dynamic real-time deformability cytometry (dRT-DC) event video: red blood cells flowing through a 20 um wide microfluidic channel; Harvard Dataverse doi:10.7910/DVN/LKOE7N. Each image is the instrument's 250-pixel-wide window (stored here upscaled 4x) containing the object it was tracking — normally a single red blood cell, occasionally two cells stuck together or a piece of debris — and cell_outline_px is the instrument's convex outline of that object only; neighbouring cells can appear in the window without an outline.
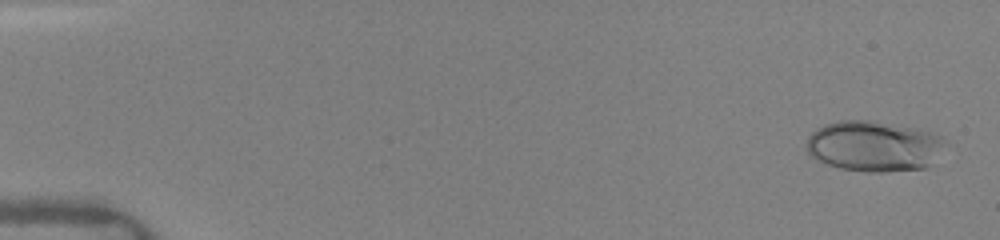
{"species": "human", "species_latin": "Homo sapiens", "temperature_condition": "warm", "stored_images_in_passage": 44, "camera_frame_rate_fps": 3000, "um_per_image_px": 0.085, "donor": {"sex": "female"}, "frame": {"image": 1, "passage_image": 2, "time_ms": 0.333, "image_size_px": [1000, 240], "cell_outline_px": [[940, 144], [928, 164], [924, 168], [884, 172], [868, 172], [840, 168], [824, 164], [808, 156], [804, 144], [808, 136], [816, 128], [824, 124], [840, 120], [868, 120], [916, 128], [932, 132], [940, 136]], "centroid_in_image_um": [74.09, 12.42], "position_along_channel_um": 10.9, "area_um2": 40.46}}
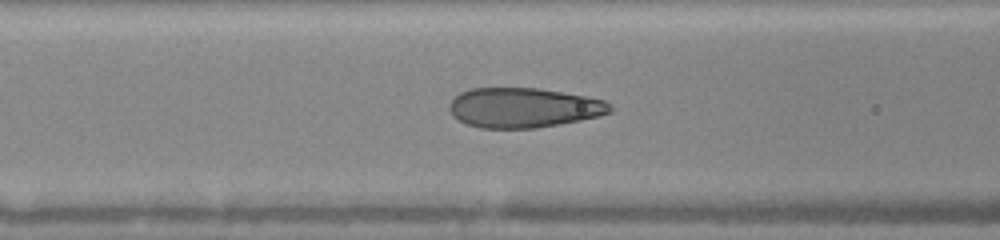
{"frame": {"image": 2, "passage_image": 19, "time_ms": 6.667, "image_size_px": [1000, 240], "cell_outline_px": [[616, 108], [612, 112], [600, 116], [580, 120], [536, 128], [480, 128], [468, 124], [452, 116], [448, 108], [448, 104], [460, 92], [472, 88], [540, 88], [584, 96], [604, 100]], "centroid_in_image_um": [44.51, 9.15], "position_along_channel_um": 122.1, "area_um2": 37.4}}
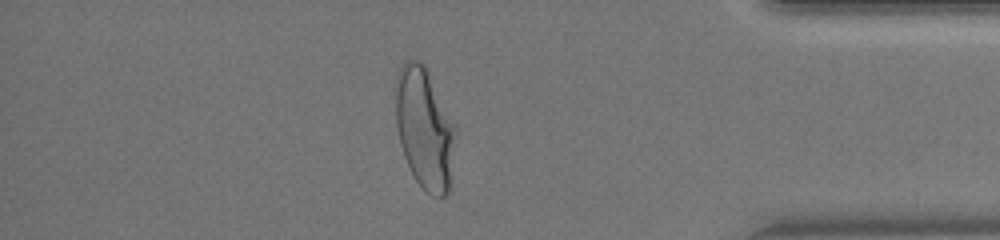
{"frame": {"image": 3, "passage_image": 41, "time_ms": 14.0, "image_size_px": [1000, 240], "cell_outline_px": [[456, 132], [448, 192], [444, 196], [432, 196], [412, 176], [404, 156], [400, 144], [396, 124], [396, 76], [400, 68], [408, 60], [420, 60], [424, 64], [456, 124]], "centroid_in_image_um": [36.09, 10.89], "position_along_channel_um": 399.1, "area_um2": 42.14}, "authors_computed_cell_mechanics": {"area_um2": 37.6278, "velocity_mm_per_s": 4.125, "shape_relaxation_time_tau1_ms": 5.3777, "shape_relaxation_time_tau2_ms": null, "deformation_change_tau1": 0.2288, "deformation_change_tau2": null}}